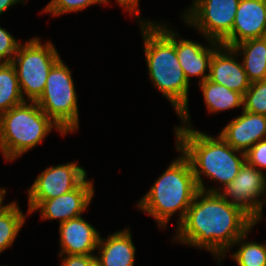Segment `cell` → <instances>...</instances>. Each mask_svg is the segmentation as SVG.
<instances>
[{"instance_id": "1", "label": "cell", "mask_w": 266, "mask_h": 266, "mask_svg": "<svg viewBox=\"0 0 266 266\" xmlns=\"http://www.w3.org/2000/svg\"><path fill=\"white\" fill-rule=\"evenodd\" d=\"M256 222L218 192L198 190L173 240L180 245L205 249L215 261L228 254L234 242Z\"/></svg>"}, {"instance_id": "2", "label": "cell", "mask_w": 266, "mask_h": 266, "mask_svg": "<svg viewBox=\"0 0 266 266\" xmlns=\"http://www.w3.org/2000/svg\"><path fill=\"white\" fill-rule=\"evenodd\" d=\"M148 19L137 23L142 35L148 76L155 89L172 104L180 126L193 128L189 112V88L175 49V29Z\"/></svg>"}, {"instance_id": "3", "label": "cell", "mask_w": 266, "mask_h": 266, "mask_svg": "<svg viewBox=\"0 0 266 266\" xmlns=\"http://www.w3.org/2000/svg\"><path fill=\"white\" fill-rule=\"evenodd\" d=\"M174 128L176 148L189 160L199 190L219 192L234 180L246 162L245 153L232 148L219 134L213 137L190 127ZM203 176L219 186H206Z\"/></svg>"}, {"instance_id": "4", "label": "cell", "mask_w": 266, "mask_h": 266, "mask_svg": "<svg viewBox=\"0 0 266 266\" xmlns=\"http://www.w3.org/2000/svg\"><path fill=\"white\" fill-rule=\"evenodd\" d=\"M175 149L180 155L171 161L136 204L140 211L154 218L162 230L176 212H179L176 224L183 220L199 190L189 160Z\"/></svg>"}, {"instance_id": "5", "label": "cell", "mask_w": 266, "mask_h": 266, "mask_svg": "<svg viewBox=\"0 0 266 266\" xmlns=\"http://www.w3.org/2000/svg\"><path fill=\"white\" fill-rule=\"evenodd\" d=\"M53 130L66 135L36 102L25 101L0 115V152L12 162L43 142Z\"/></svg>"}, {"instance_id": "6", "label": "cell", "mask_w": 266, "mask_h": 266, "mask_svg": "<svg viewBox=\"0 0 266 266\" xmlns=\"http://www.w3.org/2000/svg\"><path fill=\"white\" fill-rule=\"evenodd\" d=\"M74 82L71 70L60 58L50 70L44 91L36 101L66 135L76 132L80 127L78 95Z\"/></svg>"}, {"instance_id": "7", "label": "cell", "mask_w": 266, "mask_h": 266, "mask_svg": "<svg viewBox=\"0 0 266 266\" xmlns=\"http://www.w3.org/2000/svg\"><path fill=\"white\" fill-rule=\"evenodd\" d=\"M40 39L34 36L21 43L11 61L25 101L36 102L40 98L50 70L61 58L52 41L42 43Z\"/></svg>"}, {"instance_id": "8", "label": "cell", "mask_w": 266, "mask_h": 266, "mask_svg": "<svg viewBox=\"0 0 266 266\" xmlns=\"http://www.w3.org/2000/svg\"><path fill=\"white\" fill-rule=\"evenodd\" d=\"M240 0H193L180 16L205 40L221 43L232 31Z\"/></svg>"}, {"instance_id": "9", "label": "cell", "mask_w": 266, "mask_h": 266, "mask_svg": "<svg viewBox=\"0 0 266 266\" xmlns=\"http://www.w3.org/2000/svg\"><path fill=\"white\" fill-rule=\"evenodd\" d=\"M218 193L228 203L244 210L256 223L264 218L266 174L247 162L240 168L234 180Z\"/></svg>"}, {"instance_id": "10", "label": "cell", "mask_w": 266, "mask_h": 266, "mask_svg": "<svg viewBox=\"0 0 266 266\" xmlns=\"http://www.w3.org/2000/svg\"><path fill=\"white\" fill-rule=\"evenodd\" d=\"M87 174V170L79 166L77 161L45 168L26 190L27 212L31 215L42 201L56 198L77 188L87 178Z\"/></svg>"}, {"instance_id": "11", "label": "cell", "mask_w": 266, "mask_h": 266, "mask_svg": "<svg viewBox=\"0 0 266 266\" xmlns=\"http://www.w3.org/2000/svg\"><path fill=\"white\" fill-rule=\"evenodd\" d=\"M95 195L92 179H85L77 188L53 199L42 201L33 212L39 210L42 220H59V225L83 215Z\"/></svg>"}, {"instance_id": "12", "label": "cell", "mask_w": 266, "mask_h": 266, "mask_svg": "<svg viewBox=\"0 0 266 266\" xmlns=\"http://www.w3.org/2000/svg\"><path fill=\"white\" fill-rule=\"evenodd\" d=\"M266 37L265 0H240L231 33L221 45L232 47L243 41Z\"/></svg>"}, {"instance_id": "13", "label": "cell", "mask_w": 266, "mask_h": 266, "mask_svg": "<svg viewBox=\"0 0 266 266\" xmlns=\"http://www.w3.org/2000/svg\"><path fill=\"white\" fill-rule=\"evenodd\" d=\"M179 36V32L175 31V49L187 81L190 83L191 77H198L200 78L198 83L204 82L209 76L213 52L221 43L207 40L208 44L202 45L200 42Z\"/></svg>"}, {"instance_id": "14", "label": "cell", "mask_w": 266, "mask_h": 266, "mask_svg": "<svg viewBox=\"0 0 266 266\" xmlns=\"http://www.w3.org/2000/svg\"><path fill=\"white\" fill-rule=\"evenodd\" d=\"M238 60V54L232 47L220 45L213 52L208 80L244 95L251 82Z\"/></svg>"}, {"instance_id": "15", "label": "cell", "mask_w": 266, "mask_h": 266, "mask_svg": "<svg viewBox=\"0 0 266 266\" xmlns=\"http://www.w3.org/2000/svg\"><path fill=\"white\" fill-rule=\"evenodd\" d=\"M233 118L218 134L234 149L246 153L266 138V115L245 110Z\"/></svg>"}, {"instance_id": "16", "label": "cell", "mask_w": 266, "mask_h": 266, "mask_svg": "<svg viewBox=\"0 0 266 266\" xmlns=\"http://www.w3.org/2000/svg\"><path fill=\"white\" fill-rule=\"evenodd\" d=\"M58 254L66 255H95L100 232L86 221L82 215L65 221L59 225Z\"/></svg>"}, {"instance_id": "17", "label": "cell", "mask_w": 266, "mask_h": 266, "mask_svg": "<svg viewBox=\"0 0 266 266\" xmlns=\"http://www.w3.org/2000/svg\"><path fill=\"white\" fill-rule=\"evenodd\" d=\"M97 249L95 257L102 266L135 265L136 246L129 226L109 234L107 238H102L100 235Z\"/></svg>"}, {"instance_id": "18", "label": "cell", "mask_w": 266, "mask_h": 266, "mask_svg": "<svg viewBox=\"0 0 266 266\" xmlns=\"http://www.w3.org/2000/svg\"><path fill=\"white\" fill-rule=\"evenodd\" d=\"M251 83L266 80V37L249 39L232 46Z\"/></svg>"}, {"instance_id": "19", "label": "cell", "mask_w": 266, "mask_h": 266, "mask_svg": "<svg viewBox=\"0 0 266 266\" xmlns=\"http://www.w3.org/2000/svg\"><path fill=\"white\" fill-rule=\"evenodd\" d=\"M208 113H218L233 108H243V95L237 91L206 79L198 83Z\"/></svg>"}, {"instance_id": "20", "label": "cell", "mask_w": 266, "mask_h": 266, "mask_svg": "<svg viewBox=\"0 0 266 266\" xmlns=\"http://www.w3.org/2000/svg\"><path fill=\"white\" fill-rule=\"evenodd\" d=\"M18 202L12 201L0 207V254L13 246L21 228L30 215L18 206Z\"/></svg>"}, {"instance_id": "21", "label": "cell", "mask_w": 266, "mask_h": 266, "mask_svg": "<svg viewBox=\"0 0 266 266\" xmlns=\"http://www.w3.org/2000/svg\"><path fill=\"white\" fill-rule=\"evenodd\" d=\"M257 224L258 223H255L247 232L234 242L232 247L239 245L235 252L231 255H223L221 259L217 260V263H221L226 256H231V259H233L238 266H266V241L264 243H259L246 240L253 227H256Z\"/></svg>"}, {"instance_id": "22", "label": "cell", "mask_w": 266, "mask_h": 266, "mask_svg": "<svg viewBox=\"0 0 266 266\" xmlns=\"http://www.w3.org/2000/svg\"><path fill=\"white\" fill-rule=\"evenodd\" d=\"M25 102L12 63H0V115Z\"/></svg>"}, {"instance_id": "23", "label": "cell", "mask_w": 266, "mask_h": 266, "mask_svg": "<svg viewBox=\"0 0 266 266\" xmlns=\"http://www.w3.org/2000/svg\"><path fill=\"white\" fill-rule=\"evenodd\" d=\"M109 2V0H50V2L41 9V13H50V15L54 17H59L62 14H70L85 10L91 5H107Z\"/></svg>"}, {"instance_id": "24", "label": "cell", "mask_w": 266, "mask_h": 266, "mask_svg": "<svg viewBox=\"0 0 266 266\" xmlns=\"http://www.w3.org/2000/svg\"><path fill=\"white\" fill-rule=\"evenodd\" d=\"M242 110L266 115V80L251 83L243 95Z\"/></svg>"}, {"instance_id": "25", "label": "cell", "mask_w": 266, "mask_h": 266, "mask_svg": "<svg viewBox=\"0 0 266 266\" xmlns=\"http://www.w3.org/2000/svg\"><path fill=\"white\" fill-rule=\"evenodd\" d=\"M21 41L0 26V63H11Z\"/></svg>"}, {"instance_id": "26", "label": "cell", "mask_w": 266, "mask_h": 266, "mask_svg": "<svg viewBox=\"0 0 266 266\" xmlns=\"http://www.w3.org/2000/svg\"><path fill=\"white\" fill-rule=\"evenodd\" d=\"M245 156L249 165L264 172L266 170V138L251 147Z\"/></svg>"}, {"instance_id": "27", "label": "cell", "mask_w": 266, "mask_h": 266, "mask_svg": "<svg viewBox=\"0 0 266 266\" xmlns=\"http://www.w3.org/2000/svg\"><path fill=\"white\" fill-rule=\"evenodd\" d=\"M58 256L61 259L59 266H89V263L95 258V255L58 254Z\"/></svg>"}, {"instance_id": "28", "label": "cell", "mask_w": 266, "mask_h": 266, "mask_svg": "<svg viewBox=\"0 0 266 266\" xmlns=\"http://www.w3.org/2000/svg\"><path fill=\"white\" fill-rule=\"evenodd\" d=\"M116 3L123 8L125 12L130 13V15H134L138 21L143 20V17L140 16L139 11V0H115Z\"/></svg>"}, {"instance_id": "29", "label": "cell", "mask_w": 266, "mask_h": 266, "mask_svg": "<svg viewBox=\"0 0 266 266\" xmlns=\"http://www.w3.org/2000/svg\"><path fill=\"white\" fill-rule=\"evenodd\" d=\"M26 0H0V16L5 13L10 7L18 4H26Z\"/></svg>"}, {"instance_id": "30", "label": "cell", "mask_w": 266, "mask_h": 266, "mask_svg": "<svg viewBox=\"0 0 266 266\" xmlns=\"http://www.w3.org/2000/svg\"><path fill=\"white\" fill-rule=\"evenodd\" d=\"M5 195H6V189L0 187V207H2L4 205L3 201H4V198H5Z\"/></svg>"}, {"instance_id": "31", "label": "cell", "mask_w": 266, "mask_h": 266, "mask_svg": "<svg viewBox=\"0 0 266 266\" xmlns=\"http://www.w3.org/2000/svg\"><path fill=\"white\" fill-rule=\"evenodd\" d=\"M89 266H102V264L98 261V259L95 257L90 263Z\"/></svg>"}]
</instances>
